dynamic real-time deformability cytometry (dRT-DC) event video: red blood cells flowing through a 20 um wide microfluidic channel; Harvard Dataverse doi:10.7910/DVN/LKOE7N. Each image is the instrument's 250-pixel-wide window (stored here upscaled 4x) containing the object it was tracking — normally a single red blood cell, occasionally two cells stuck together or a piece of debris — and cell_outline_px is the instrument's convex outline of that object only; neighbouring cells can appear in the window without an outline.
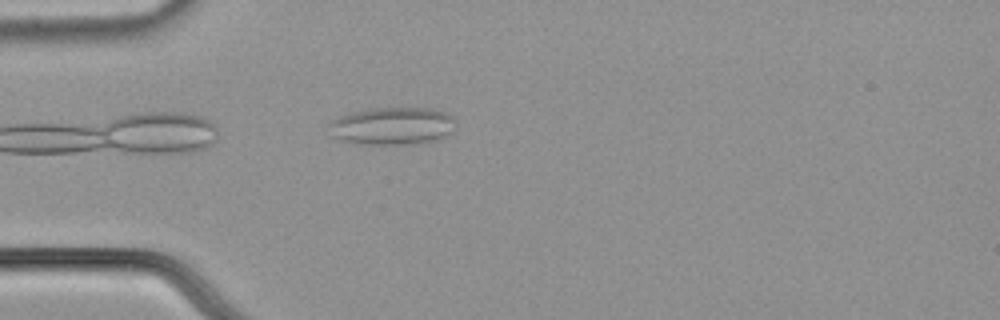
{"species": "common noctule bat (a hibernating species)", "species_latin": "Nyctalus noctula", "temperature_condition": "cold", "stored_images_in_passage": 41, "camera_frame_rate_fps": 3000, "um_per_image_px": 0.085, "animal": {"sex": "male", "body_mass_g": 21.5, "forearm_length_mm": 52.0}, "frame": {"image": 1, "passage_image": 1, "time_ms": 0.0, "image_size_px": [1000, 320], "cell_outline_px": [[456, 128], [452, 132], [436, 140], [400, 144], [364, 144], [340, 140], [332, 136], [328, 124], [332, 120], [340, 116], [352, 112], [368, 108], [432, 108], [444, 112], [452, 116], [456, 120]], "centroid_in_image_um": [33.36, 10.69], "position_along_channel_um": 51.6, "area_um2": 27.8}}
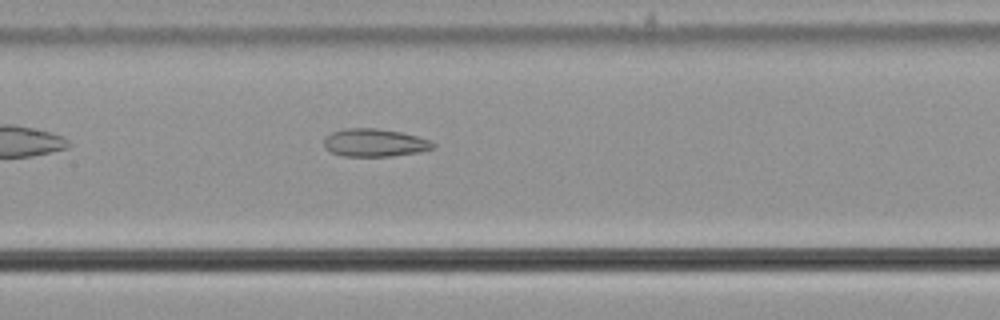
{"frame": {"image": 2, "passage_image": 12, "time_ms": 3.667, "image_size_px": [1000, 320], "cell_outline_px": [[436, 148], [420, 152], [392, 156], [344, 156], [332, 152], [324, 148], [324, 140], [332, 132], [344, 128], [376, 128], [400, 132], [432, 140], [436, 144]], "centroid_in_image_um": [31.89, 12.13], "position_along_channel_um": 175.5, "area_um2": 17.8}}
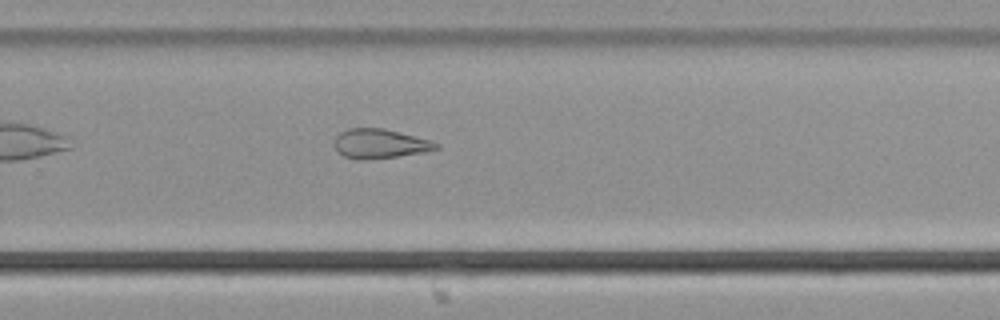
{"frame": {"image": 3, "passage_image": 22, "time_ms": 7.0, "image_size_px": [1000, 320], "cell_outline_px": [[440, 148], [424, 152], [396, 156], [364, 160], [360, 160], [344, 156], [336, 152], [332, 144], [336, 136], [340, 132], [348, 128], [384, 128], [428, 140], [440, 144]], "centroid_in_image_um": [32.22, 12.21], "position_along_channel_um": 297.6, "area_um2": 17.46}, "authors_computed_cell_mechanics": {"area_um2": 19.1318, "velocity_mm_per_s": 3.6747, "shape_relaxation_time_tau1_ms": null, "shape_relaxation_time_tau2_ms": 3.4732, "deformation_change_tau1": null, "deformation_change_tau2": 0.1252}}